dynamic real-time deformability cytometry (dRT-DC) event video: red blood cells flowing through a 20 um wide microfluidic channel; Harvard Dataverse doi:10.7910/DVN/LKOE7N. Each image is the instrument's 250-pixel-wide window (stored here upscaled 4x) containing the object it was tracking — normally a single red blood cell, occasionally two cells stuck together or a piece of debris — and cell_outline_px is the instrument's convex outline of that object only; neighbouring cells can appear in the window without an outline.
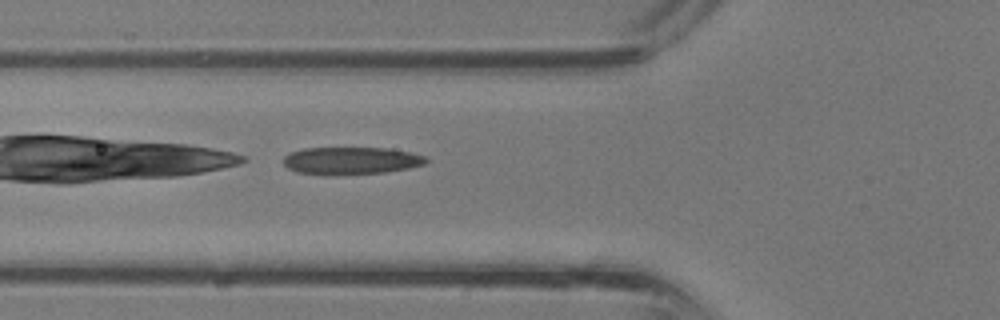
{"species": "common noctule bat (a hibernating species)", "species_latin": "Nyctalus noctula", "temperature_condition": "room temperature", "stored_images_in_passage": 21, "camera_frame_rate_fps": 3000, "um_per_image_px": 0.085, "animal": {"sex": "male", "body_mass_g": 13.3}, "frame": {"image": 1, "passage_image": 2, "time_ms": 0.333, "image_size_px": [1000, 320], "cell_outline_px": [[428, 160], [424, 164], [408, 168], [384, 172], [296, 172], [288, 168], [284, 164], [284, 156], [292, 152], [304, 148], [388, 148], [428, 156]], "centroid_in_image_um": [29.9, 13.6], "position_along_channel_um": 95.9, "area_um2": 21.68}}
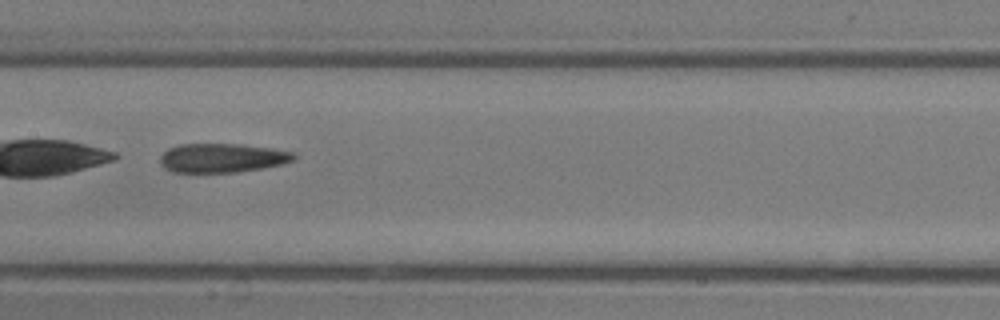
{"frame": {"image": 2, "passage_image": 7, "time_ms": 2.0, "image_size_px": [1000, 320], "cell_outline_px": [[296, 160], [284, 164], [236, 172], [172, 172], [164, 168], [160, 164], [160, 156], [168, 148], [180, 144], [240, 144], [272, 148], [296, 152]], "centroid_in_image_um": [18.91, 13.42], "position_along_channel_um": 188.5, "area_um2": 22.83}}
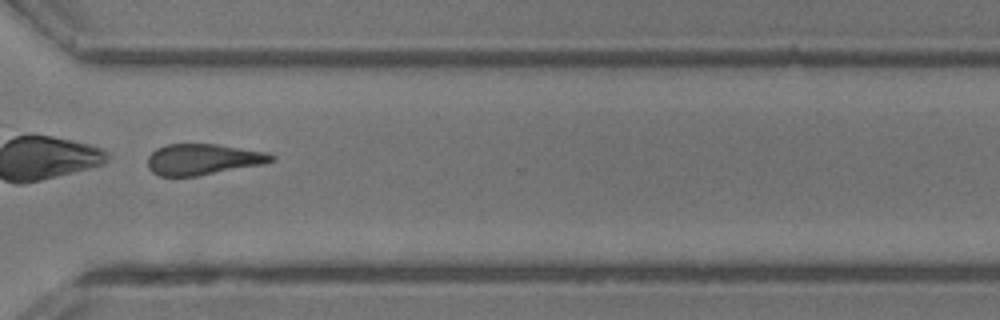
{"frame": {"image": 3, "passage_image": 16, "time_ms": 5.0, "image_size_px": [1000, 320], "cell_outline_px": [[276, 160], [264, 164], [196, 176], [160, 176], [152, 172], [148, 168], [148, 156], [156, 148], [164, 144], [216, 144], [268, 152], [276, 156]], "centroid_in_image_um": [17.27, 13.54], "position_along_channel_um": 353.3, "area_um2": 22.48}}